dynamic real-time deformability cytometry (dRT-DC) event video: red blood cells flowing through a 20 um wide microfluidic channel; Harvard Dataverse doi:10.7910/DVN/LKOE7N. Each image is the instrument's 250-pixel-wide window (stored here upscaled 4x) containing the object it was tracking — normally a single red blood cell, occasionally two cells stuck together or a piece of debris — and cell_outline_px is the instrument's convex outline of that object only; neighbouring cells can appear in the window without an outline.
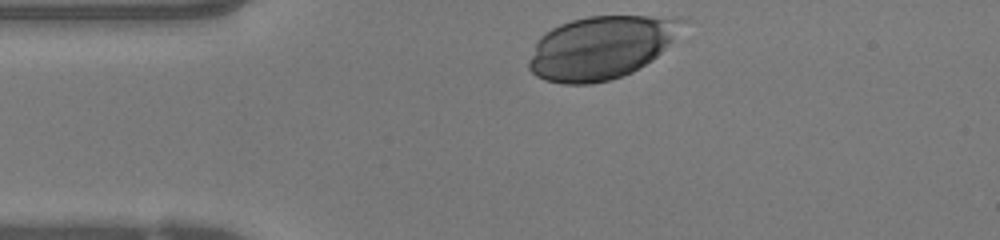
{"species": "human", "species_latin": "Homo sapiens", "temperature_condition": "warm", "stored_images_in_passage": 34, "camera_frame_rate_fps": 3000, "um_per_image_px": 0.085, "donor": {"sex": "female"}, "frame": {"image": 1, "passage_image": 1, "time_ms": 0.0, "image_size_px": [1000, 240], "cell_outline_px": [[696, 20], [652, 60], [632, 72], [608, 80], [592, 84], [564, 84], [544, 80], [536, 76], [528, 68], [528, 60], [540, 36], [552, 28], [560, 24], [572, 20], [588, 16], [676, 16]], "centroid_in_image_um": [51.2, 4.0], "position_along_channel_um": 33.8, "area_um2": 57.22}}
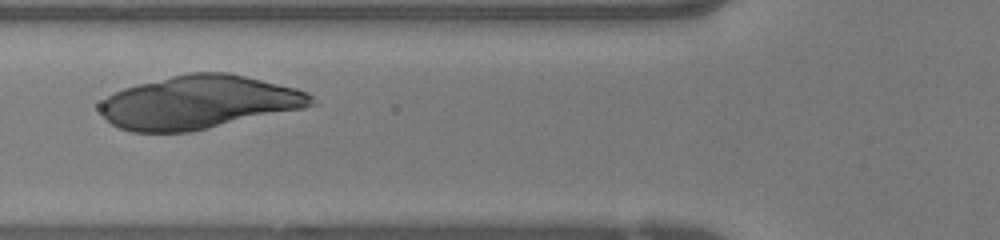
{"frame": {"image": 2, "passage_image": 9, "time_ms": 2.667, "image_size_px": [1000, 240], "cell_outline_px": [[316, 104], [304, 108], [192, 132], [132, 132], [120, 128], [112, 124], [100, 112], [100, 104], [108, 96], [124, 88], [188, 72], [228, 72], [296, 88], [308, 92], [312, 96]], "centroid_in_image_um": [16.94, 8.7], "position_along_channel_um": 108.9, "area_um2": 65.37}}